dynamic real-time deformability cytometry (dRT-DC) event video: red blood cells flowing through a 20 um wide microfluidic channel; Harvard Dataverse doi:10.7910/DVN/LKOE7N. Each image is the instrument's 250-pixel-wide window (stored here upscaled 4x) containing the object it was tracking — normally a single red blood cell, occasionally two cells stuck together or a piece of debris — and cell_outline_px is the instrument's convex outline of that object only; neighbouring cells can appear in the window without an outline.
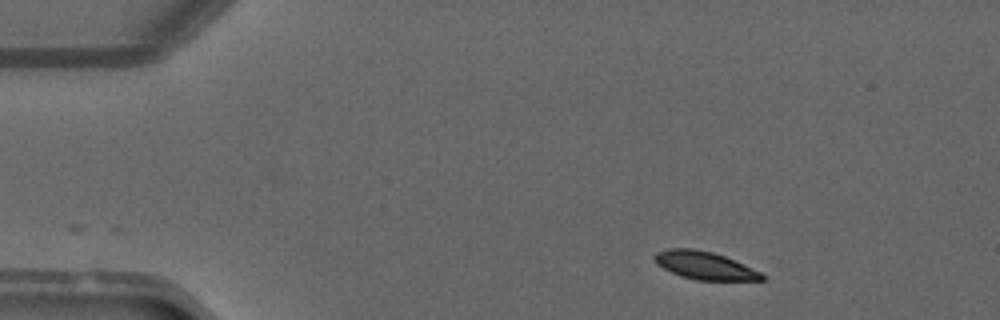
{"species": "common noctule bat (a hibernating species)", "species_latin": "Nyctalus noctula", "temperature_condition": "warm", "stored_images_in_passage": 44, "camera_frame_rate_fps": 3000, "um_per_image_px": 0.085, "animal": {"sex": "male", "forearm_length_mm": 52.5}, "frame": {"image": 1, "passage_image": 1, "time_ms": 0.0, "image_size_px": [1000, 320], "cell_outline_px": [[764, 280], [696, 280], [680, 276], [656, 264], [652, 256], [656, 252], [668, 248], [692, 248], [712, 252], [724, 256], [760, 272], [764, 276]], "centroid_in_image_um": [59.83, 22.56], "position_along_channel_um": 25.2, "area_um2": 17.28}}
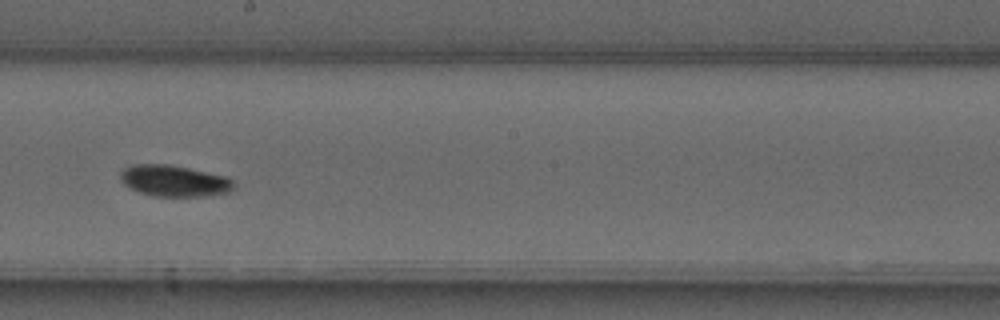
{"frame": {"image": 2, "passage_image": 22, "time_ms": 7.0, "image_size_px": [1000, 320], "cell_outline_px": [[236, 188], [232, 192], [208, 196], [152, 196], [128, 188], [120, 180], [120, 172], [124, 168], [132, 164], [168, 164], [228, 176], [236, 180]], "centroid_in_image_um": [14.87, 15.38], "position_along_channel_um": 233.3, "area_um2": 21.21}}
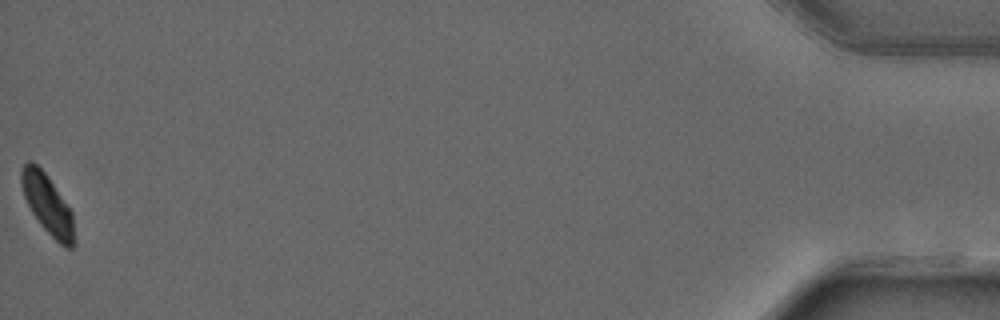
{"frame": {"image": 3, "passage_image": 44, "time_ms": 14.333, "image_size_px": [1000, 320], "cell_outline_px": [[76, 244], [72, 248], [68, 248], [60, 244], [40, 224], [32, 212], [24, 196], [20, 184], [20, 168], [28, 160], [32, 160], [48, 176], [72, 212]], "centroid_in_image_um": [4.03, 17.36], "position_along_channel_um": 431.2, "area_um2": 18.44}, "authors_computed_cell_mechanics": {"area_um2": 19.6231, "velocity_mm_per_s": 4.0606, "shape_relaxation_time_tau1_ms": 5.9768, "shape_relaxation_time_tau2_ms": 5.7001, "deformation_change_tau1": 0.1642, "deformation_change_tau2": 0.0713}}